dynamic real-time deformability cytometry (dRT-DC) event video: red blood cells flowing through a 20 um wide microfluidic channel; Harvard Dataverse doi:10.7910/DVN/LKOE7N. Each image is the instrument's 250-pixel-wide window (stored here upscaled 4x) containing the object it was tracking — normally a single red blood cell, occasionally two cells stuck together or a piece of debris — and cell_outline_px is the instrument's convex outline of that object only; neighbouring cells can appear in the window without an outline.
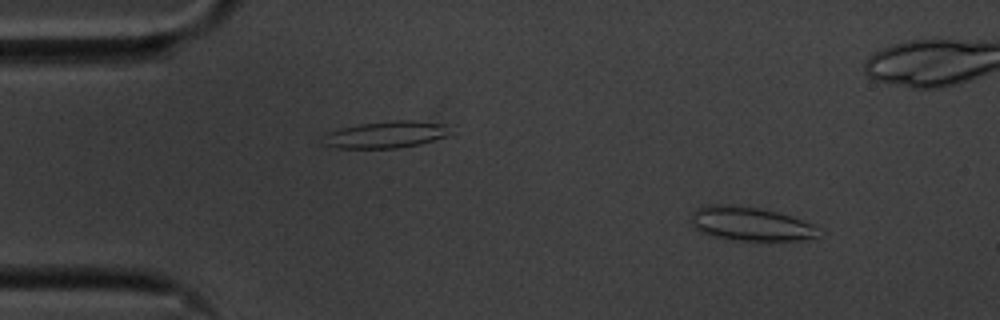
{"species": "common noctule bat (a hibernating species)", "species_latin": "Nyctalus noctula", "temperature_condition": "cold", "stored_images_in_passage": 56, "camera_frame_rate_fps": 3000, "um_per_image_px": 0.085, "animal": {"sex": "male", "body_mass_g": 20.1, "forearm_length_mm": 53.5}, "frame": {"image": 1, "passage_image": 6, "time_ms": 1.667, "image_size_px": [1000, 320], "cell_outline_px": [[824, 232], [820, 236], [800, 240], [728, 240], [708, 236], [692, 228], [692, 212], [696, 208], [704, 204], [732, 204], [756, 208], [776, 212], [792, 216], [812, 224]], "centroid_in_image_um": [63.75, 19.03], "position_along_channel_um": 21.3, "area_um2": 25.61}}
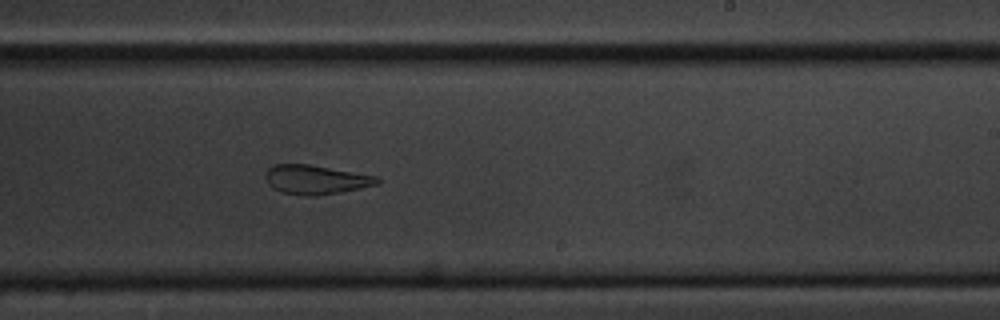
{"frame": {"image": 2, "passage_image": 33, "time_ms": 10.667, "image_size_px": [1000, 320], "cell_outline_px": [[380, 184], [340, 192], [316, 196], [304, 196], [284, 192], [272, 188], [268, 184], [264, 176], [268, 168], [276, 164], [308, 164], [376, 176], [380, 180]], "centroid_in_image_um": [26.82, 15.27], "position_along_channel_um": 262.2, "area_um2": 18.9}}
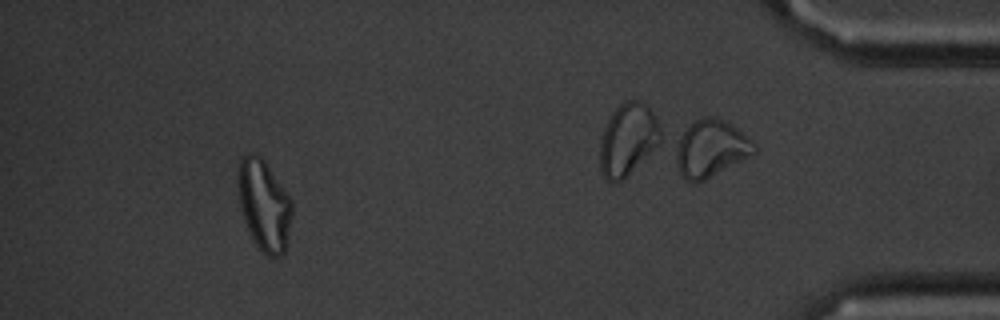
{"frame": {"image": 3, "passage_image": 51, "time_ms": 16.667, "image_size_px": [1000, 320], "cell_outline_px": [[292, 212], [288, 244], [284, 252], [280, 256], [268, 256], [256, 244], [244, 220], [240, 208], [240, 160], [244, 156], [252, 152], [260, 156], [264, 160], [292, 200]], "centroid_in_image_um": [22.5, 17.47], "position_along_channel_um": 412.7, "area_um2": 27.92}, "authors_computed_cell_mechanics": {"area_um2": 22.7732, "velocity_mm_per_s": 3.5411, "shape_relaxation_time_tau1_ms": 7.4663, "shape_relaxation_time_tau2_ms": 1.9261, "deformation_change_tau1": 0.179, "deformation_change_tau2": 0.1028}}